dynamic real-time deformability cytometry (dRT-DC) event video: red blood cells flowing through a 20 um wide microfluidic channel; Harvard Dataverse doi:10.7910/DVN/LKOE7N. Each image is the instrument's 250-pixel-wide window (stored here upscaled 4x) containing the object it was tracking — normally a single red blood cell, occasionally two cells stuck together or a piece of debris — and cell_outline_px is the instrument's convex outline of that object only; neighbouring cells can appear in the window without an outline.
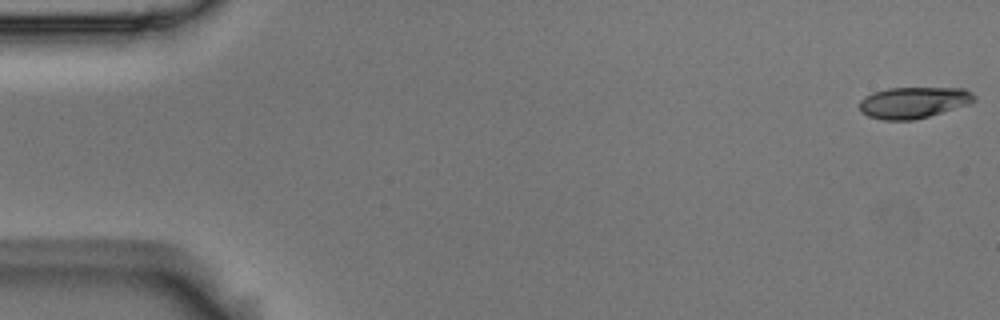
{"species": "Egyptian fruit bat (a non-hibernating species)", "species_latin": "Rousettus aegyptiacus", "temperature_condition": "room temperature", "stored_images_in_passage": 54, "camera_frame_rate_fps": 3000, "um_per_image_px": 0.085, "animal": {"sex": "male"}, "frame": {"image": 1, "passage_image": 1, "time_ms": 0.0, "image_size_px": [1000, 320], "cell_outline_px": [[976, 100], [972, 104], [916, 120], [880, 120], [868, 116], [860, 112], [860, 100], [864, 96], [872, 92], [888, 88], [964, 88], [972, 92], [976, 96]], "centroid_in_image_um": [77.68, 8.72], "position_along_channel_um": 7.3, "area_um2": 21.39}}
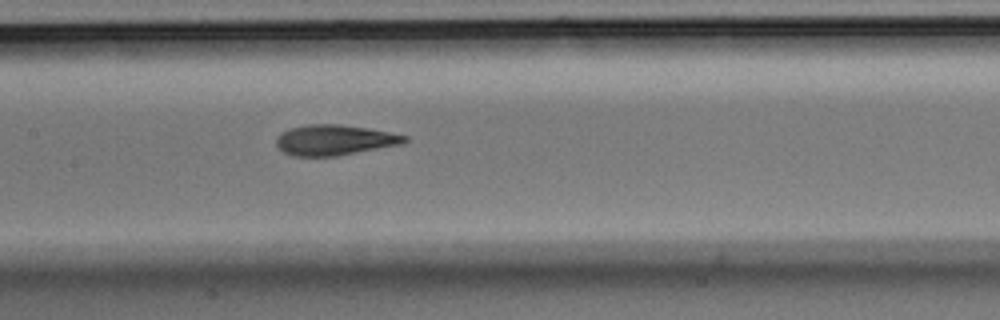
{"frame": {"image": 2, "passage_image": 26, "time_ms": 8.333, "image_size_px": [1000, 320], "cell_outline_px": [[408, 140], [404, 144], [336, 156], [292, 156], [284, 152], [276, 144], [276, 136], [280, 132], [288, 128], [308, 124], [336, 124], [364, 128], [388, 132], [408, 136]], "centroid_in_image_um": [28.41, 11.9], "position_along_channel_um": 179.0, "area_um2": 22.77}}
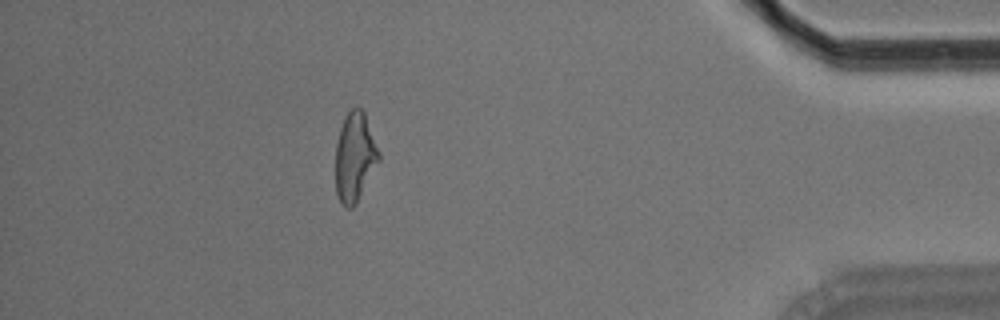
{"frame": {"image": 3, "passage_image": 48, "time_ms": 15.667, "image_size_px": [1000, 320], "cell_outline_px": [[380, 160], [356, 204], [352, 208], [344, 208], [340, 204], [336, 192], [336, 144], [340, 128], [344, 116], [356, 104], [364, 112], [380, 152]], "centroid_in_image_um": [30.16, 13.36], "position_along_channel_um": 405.0, "area_um2": 22.72}, "authors_computed_cell_mechanics": {"area_um2": 22.5709, "velocity_mm_per_s": 3.7222, "shape_relaxation_time_tau1_ms": 6.0124, "shape_relaxation_time_tau2_ms": 2.2596, "deformation_change_tau1": 0.1775, "deformation_change_tau2": 0.0948}}